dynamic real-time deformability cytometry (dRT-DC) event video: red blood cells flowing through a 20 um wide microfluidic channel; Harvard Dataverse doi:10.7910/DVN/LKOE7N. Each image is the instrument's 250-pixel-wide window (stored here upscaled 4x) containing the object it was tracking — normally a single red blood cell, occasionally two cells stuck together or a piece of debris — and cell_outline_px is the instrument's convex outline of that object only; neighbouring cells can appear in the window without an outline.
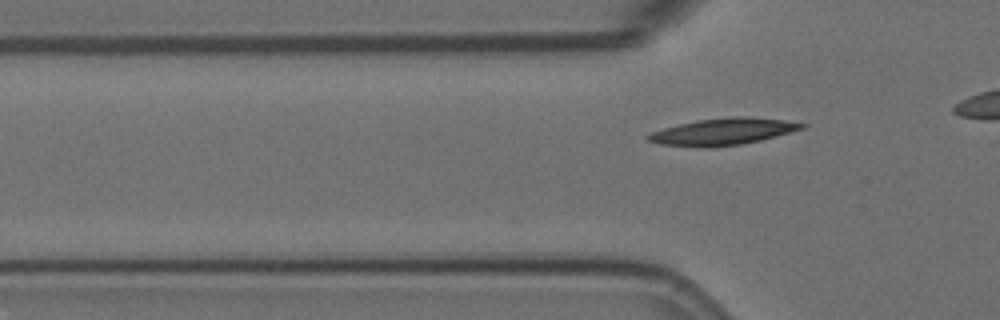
{"species": "Egyptian fruit bat (a non-hibernating species)", "species_latin": "Rousettus aegyptiacus", "temperature_condition": "room temperature", "stored_images_in_passage": 5, "segment_of_instrument_passage": [2, 2], "camera_frame_rate_fps": 3000, "um_per_image_px": 0.085, "animal": {"sex": "female"}, "frame": {"image": 1, "passage_image": 5, "time_ms": 1.333, "image_size_px": [1000, 320], "cell_outline_px": [[808, 124], [804, 128], [760, 140], [740, 144], [708, 148], [704, 148], [660, 144], [648, 140], [644, 136], [652, 132], [664, 128], [696, 120], [732, 116], [752, 116], [784, 120]], "centroid_in_image_um": [61.44, 11.18], "position_along_channel_um": 64.4, "area_um2": 23.93}}